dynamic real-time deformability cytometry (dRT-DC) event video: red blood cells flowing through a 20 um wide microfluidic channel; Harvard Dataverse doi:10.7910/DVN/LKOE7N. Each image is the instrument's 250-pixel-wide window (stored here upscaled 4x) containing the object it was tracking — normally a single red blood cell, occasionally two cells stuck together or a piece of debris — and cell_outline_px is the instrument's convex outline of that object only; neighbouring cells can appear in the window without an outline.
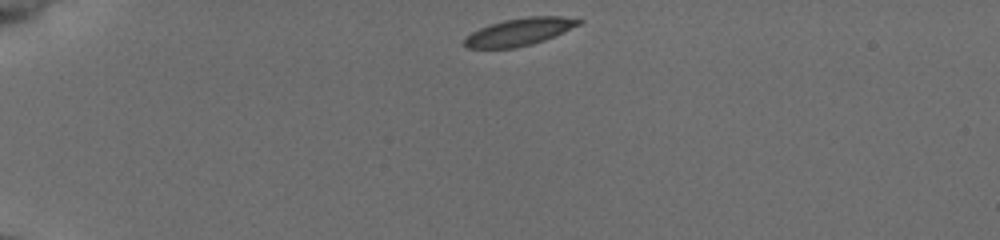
{"species": "common noctule bat (a hibernating species)", "species_latin": "Nyctalus noctula", "temperature_condition": "cold", "stored_images_in_passage": 41, "camera_frame_rate_fps": 3000, "um_per_image_px": 0.085, "animal": {"sex": "female", "body_mass_g": 19.5, "forearm_length_mm": 54.1}, "frame": {"image": 1, "passage_image": 1, "time_ms": 0.0, "image_size_px": [1000, 240], "cell_outline_px": [[584, 20], [580, 24], [544, 40], [532, 44], [516, 48], [468, 48], [464, 44], [464, 36], [480, 28], [504, 20], [528, 16], [560, 16]], "centroid_in_image_um": [44.12, 2.71], "position_along_channel_um": 40.9, "area_um2": 18.09}}
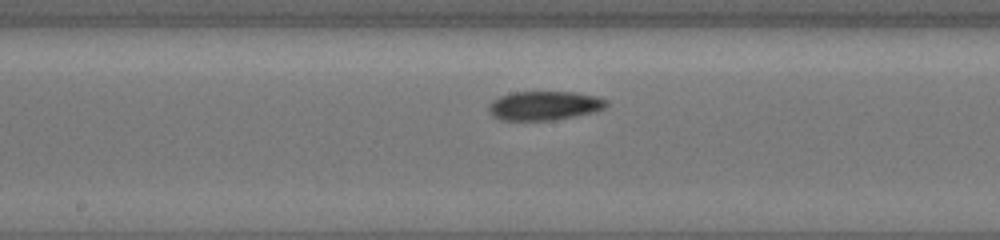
{"frame": {"image": 2, "passage_image": 18, "time_ms": 5.667, "image_size_px": [1000, 240], "cell_outline_px": [[608, 104], [604, 108], [592, 112], [552, 120], [500, 120], [492, 116], [488, 112], [488, 104], [492, 100], [500, 96], [512, 92], [572, 92], [596, 96], [608, 100]], "centroid_in_image_um": [46.21, 8.97], "position_along_channel_um": 202.0, "area_um2": 19.88}}
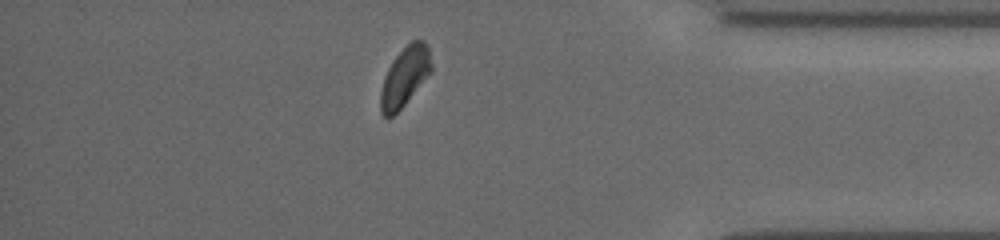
{"frame": {"image": 3, "passage_image": 35, "time_ms": 11.333, "image_size_px": [1000, 240], "cell_outline_px": [[432, 72], [404, 104], [388, 120], [380, 112], [380, 92], [384, 76], [388, 68], [396, 56], [412, 40], [424, 40], [428, 48], [432, 64]], "centroid_in_image_um": [34.4, 6.53], "position_along_channel_um": 400.8, "area_um2": 17.46}, "authors_computed_cell_mechanics": {"area_um2": 18.8428, "velocity_mm_per_s": 3.8779, "shape_relaxation_time_tau1_ms": 3.0286, "shape_relaxation_time_tau2_ms": 6.3772, "deformation_change_tau1": 0.0979, "deformation_change_tau2": 0.0937}}